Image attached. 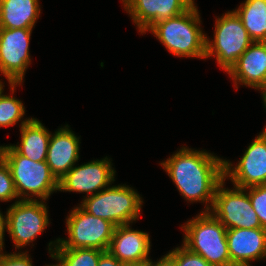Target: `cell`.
Returning <instances> with one entry per match:
<instances>
[{
    "label": "cell",
    "mask_w": 266,
    "mask_h": 266,
    "mask_svg": "<svg viewBox=\"0 0 266 266\" xmlns=\"http://www.w3.org/2000/svg\"><path fill=\"white\" fill-rule=\"evenodd\" d=\"M195 4L187 11L153 24L151 31L175 56L206 59V35ZM199 25V26H198Z\"/></svg>",
    "instance_id": "7a4b0ae2"
},
{
    "label": "cell",
    "mask_w": 266,
    "mask_h": 266,
    "mask_svg": "<svg viewBox=\"0 0 266 266\" xmlns=\"http://www.w3.org/2000/svg\"><path fill=\"white\" fill-rule=\"evenodd\" d=\"M103 252L89 248L54 249L51 257L58 261L57 266H97Z\"/></svg>",
    "instance_id": "44dd1931"
},
{
    "label": "cell",
    "mask_w": 266,
    "mask_h": 266,
    "mask_svg": "<svg viewBox=\"0 0 266 266\" xmlns=\"http://www.w3.org/2000/svg\"><path fill=\"white\" fill-rule=\"evenodd\" d=\"M258 90H261V92H262L263 102H264V106L266 108V86L261 87Z\"/></svg>",
    "instance_id": "4dcf8cb0"
},
{
    "label": "cell",
    "mask_w": 266,
    "mask_h": 266,
    "mask_svg": "<svg viewBox=\"0 0 266 266\" xmlns=\"http://www.w3.org/2000/svg\"><path fill=\"white\" fill-rule=\"evenodd\" d=\"M25 114L23 103L14 96L3 94L0 89V127L13 126Z\"/></svg>",
    "instance_id": "7402d4cb"
},
{
    "label": "cell",
    "mask_w": 266,
    "mask_h": 266,
    "mask_svg": "<svg viewBox=\"0 0 266 266\" xmlns=\"http://www.w3.org/2000/svg\"><path fill=\"white\" fill-rule=\"evenodd\" d=\"M66 225L68 240L59 238L50 242L48 250L51 256L54 249L89 248L108 251L116 227L110 221L86 212L81 206L73 208L69 213Z\"/></svg>",
    "instance_id": "5b68a950"
},
{
    "label": "cell",
    "mask_w": 266,
    "mask_h": 266,
    "mask_svg": "<svg viewBox=\"0 0 266 266\" xmlns=\"http://www.w3.org/2000/svg\"><path fill=\"white\" fill-rule=\"evenodd\" d=\"M183 245L213 266H234L230 261L227 229L210 212L202 211L182 226Z\"/></svg>",
    "instance_id": "277c9868"
},
{
    "label": "cell",
    "mask_w": 266,
    "mask_h": 266,
    "mask_svg": "<svg viewBox=\"0 0 266 266\" xmlns=\"http://www.w3.org/2000/svg\"><path fill=\"white\" fill-rule=\"evenodd\" d=\"M21 143L11 145L20 155L34 162L46 161L51 133L35 118L21 122Z\"/></svg>",
    "instance_id": "ac0fdd59"
},
{
    "label": "cell",
    "mask_w": 266,
    "mask_h": 266,
    "mask_svg": "<svg viewBox=\"0 0 266 266\" xmlns=\"http://www.w3.org/2000/svg\"><path fill=\"white\" fill-rule=\"evenodd\" d=\"M122 264L109 251H104L99 258L97 266H122Z\"/></svg>",
    "instance_id": "4316f807"
},
{
    "label": "cell",
    "mask_w": 266,
    "mask_h": 266,
    "mask_svg": "<svg viewBox=\"0 0 266 266\" xmlns=\"http://www.w3.org/2000/svg\"><path fill=\"white\" fill-rule=\"evenodd\" d=\"M255 213L258 215L261 227L266 230V184L244 188Z\"/></svg>",
    "instance_id": "603a6c76"
},
{
    "label": "cell",
    "mask_w": 266,
    "mask_h": 266,
    "mask_svg": "<svg viewBox=\"0 0 266 266\" xmlns=\"http://www.w3.org/2000/svg\"><path fill=\"white\" fill-rule=\"evenodd\" d=\"M5 229L7 230V217L4 216L1 211H0V252L3 251V247H4V232Z\"/></svg>",
    "instance_id": "f1b7e54d"
},
{
    "label": "cell",
    "mask_w": 266,
    "mask_h": 266,
    "mask_svg": "<svg viewBox=\"0 0 266 266\" xmlns=\"http://www.w3.org/2000/svg\"><path fill=\"white\" fill-rule=\"evenodd\" d=\"M223 179L216 187L210 213L221 222L226 229L262 228L255 213L249 195L244 188H224ZM212 211V212H211Z\"/></svg>",
    "instance_id": "ba28073f"
},
{
    "label": "cell",
    "mask_w": 266,
    "mask_h": 266,
    "mask_svg": "<svg viewBox=\"0 0 266 266\" xmlns=\"http://www.w3.org/2000/svg\"><path fill=\"white\" fill-rule=\"evenodd\" d=\"M66 125L52 134L46 162L59 181L79 160L80 140Z\"/></svg>",
    "instance_id": "2e32d148"
},
{
    "label": "cell",
    "mask_w": 266,
    "mask_h": 266,
    "mask_svg": "<svg viewBox=\"0 0 266 266\" xmlns=\"http://www.w3.org/2000/svg\"><path fill=\"white\" fill-rule=\"evenodd\" d=\"M124 9L142 33L158 21L177 16L194 4V0H122Z\"/></svg>",
    "instance_id": "4fadbf2b"
},
{
    "label": "cell",
    "mask_w": 266,
    "mask_h": 266,
    "mask_svg": "<svg viewBox=\"0 0 266 266\" xmlns=\"http://www.w3.org/2000/svg\"><path fill=\"white\" fill-rule=\"evenodd\" d=\"M122 266H150V259L142 260L138 262L123 263Z\"/></svg>",
    "instance_id": "f546056e"
},
{
    "label": "cell",
    "mask_w": 266,
    "mask_h": 266,
    "mask_svg": "<svg viewBox=\"0 0 266 266\" xmlns=\"http://www.w3.org/2000/svg\"><path fill=\"white\" fill-rule=\"evenodd\" d=\"M214 40L206 37V56L216 57L226 72L253 43L236 12L229 11L216 19Z\"/></svg>",
    "instance_id": "52a82bcc"
},
{
    "label": "cell",
    "mask_w": 266,
    "mask_h": 266,
    "mask_svg": "<svg viewBox=\"0 0 266 266\" xmlns=\"http://www.w3.org/2000/svg\"><path fill=\"white\" fill-rule=\"evenodd\" d=\"M39 200L19 199L7 210V232L16 249L33 242L49 224L46 203Z\"/></svg>",
    "instance_id": "9c48e42d"
},
{
    "label": "cell",
    "mask_w": 266,
    "mask_h": 266,
    "mask_svg": "<svg viewBox=\"0 0 266 266\" xmlns=\"http://www.w3.org/2000/svg\"><path fill=\"white\" fill-rule=\"evenodd\" d=\"M18 198L15 184L6 162L0 157V201Z\"/></svg>",
    "instance_id": "d4e9b609"
},
{
    "label": "cell",
    "mask_w": 266,
    "mask_h": 266,
    "mask_svg": "<svg viewBox=\"0 0 266 266\" xmlns=\"http://www.w3.org/2000/svg\"><path fill=\"white\" fill-rule=\"evenodd\" d=\"M150 266H175L174 259L167 253L163 258L157 262H152L150 259Z\"/></svg>",
    "instance_id": "83f0119b"
},
{
    "label": "cell",
    "mask_w": 266,
    "mask_h": 266,
    "mask_svg": "<svg viewBox=\"0 0 266 266\" xmlns=\"http://www.w3.org/2000/svg\"><path fill=\"white\" fill-rule=\"evenodd\" d=\"M230 261L234 266H251L249 261L266 258V230L227 229Z\"/></svg>",
    "instance_id": "5bb4252c"
},
{
    "label": "cell",
    "mask_w": 266,
    "mask_h": 266,
    "mask_svg": "<svg viewBox=\"0 0 266 266\" xmlns=\"http://www.w3.org/2000/svg\"><path fill=\"white\" fill-rule=\"evenodd\" d=\"M168 254L174 259L175 266H213L184 245L173 249Z\"/></svg>",
    "instance_id": "cb8c5ba5"
},
{
    "label": "cell",
    "mask_w": 266,
    "mask_h": 266,
    "mask_svg": "<svg viewBox=\"0 0 266 266\" xmlns=\"http://www.w3.org/2000/svg\"><path fill=\"white\" fill-rule=\"evenodd\" d=\"M2 87H4V86H3V83H2L1 80H0V89H1Z\"/></svg>",
    "instance_id": "1f68e13d"
},
{
    "label": "cell",
    "mask_w": 266,
    "mask_h": 266,
    "mask_svg": "<svg viewBox=\"0 0 266 266\" xmlns=\"http://www.w3.org/2000/svg\"><path fill=\"white\" fill-rule=\"evenodd\" d=\"M115 172L107 157L77 167L74 165L58 181V191L85 192L87 197L92 196L110 187L111 182L115 181Z\"/></svg>",
    "instance_id": "7c38bea8"
},
{
    "label": "cell",
    "mask_w": 266,
    "mask_h": 266,
    "mask_svg": "<svg viewBox=\"0 0 266 266\" xmlns=\"http://www.w3.org/2000/svg\"><path fill=\"white\" fill-rule=\"evenodd\" d=\"M141 198L133 188L123 184L85 196L80 206L93 216L119 226L138 219L143 203Z\"/></svg>",
    "instance_id": "8992f818"
},
{
    "label": "cell",
    "mask_w": 266,
    "mask_h": 266,
    "mask_svg": "<svg viewBox=\"0 0 266 266\" xmlns=\"http://www.w3.org/2000/svg\"><path fill=\"white\" fill-rule=\"evenodd\" d=\"M234 11L253 42H266V0H246Z\"/></svg>",
    "instance_id": "ffe728a7"
},
{
    "label": "cell",
    "mask_w": 266,
    "mask_h": 266,
    "mask_svg": "<svg viewBox=\"0 0 266 266\" xmlns=\"http://www.w3.org/2000/svg\"><path fill=\"white\" fill-rule=\"evenodd\" d=\"M224 159V179L235 187L247 188L266 184V131L253 140L236 166ZM233 167V168H232Z\"/></svg>",
    "instance_id": "8fae6325"
},
{
    "label": "cell",
    "mask_w": 266,
    "mask_h": 266,
    "mask_svg": "<svg viewBox=\"0 0 266 266\" xmlns=\"http://www.w3.org/2000/svg\"><path fill=\"white\" fill-rule=\"evenodd\" d=\"M0 157L10 169L17 196L21 200H33L31 197L35 196L34 200L38 197L46 201L58 190V180L46 161L34 162L20 155L11 145L0 146Z\"/></svg>",
    "instance_id": "3957f363"
},
{
    "label": "cell",
    "mask_w": 266,
    "mask_h": 266,
    "mask_svg": "<svg viewBox=\"0 0 266 266\" xmlns=\"http://www.w3.org/2000/svg\"><path fill=\"white\" fill-rule=\"evenodd\" d=\"M160 165L186 201L205 202V212H210L216 187L224 179V159L204 150L182 147Z\"/></svg>",
    "instance_id": "6da1fadb"
},
{
    "label": "cell",
    "mask_w": 266,
    "mask_h": 266,
    "mask_svg": "<svg viewBox=\"0 0 266 266\" xmlns=\"http://www.w3.org/2000/svg\"><path fill=\"white\" fill-rule=\"evenodd\" d=\"M150 237L130 224L116 226L108 251L120 262H138L150 259Z\"/></svg>",
    "instance_id": "e0dca14e"
},
{
    "label": "cell",
    "mask_w": 266,
    "mask_h": 266,
    "mask_svg": "<svg viewBox=\"0 0 266 266\" xmlns=\"http://www.w3.org/2000/svg\"><path fill=\"white\" fill-rule=\"evenodd\" d=\"M40 11L39 0H0V28L33 29Z\"/></svg>",
    "instance_id": "d6986e66"
},
{
    "label": "cell",
    "mask_w": 266,
    "mask_h": 266,
    "mask_svg": "<svg viewBox=\"0 0 266 266\" xmlns=\"http://www.w3.org/2000/svg\"><path fill=\"white\" fill-rule=\"evenodd\" d=\"M0 266H33L32 260L26 252L18 253H1L0 252Z\"/></svg>",
    "instance_id": "484cf974"
},
{
    "label": "cell",
    "mask_w": 266,
    "mask_h": 266,
    "mask_svg": "<svg viewBox=\"0 0 266 266\" xmlns=\"http://www.w3.org/2000/svg\"><path fill=\"white\" fill-rule=\"evenodd\" d=\"M32 29L0 28V73L7 78L12 93L23 82L30 65L29 42Z\"/></svg>",
    "instance_id": "30bf717a"
},
{
    "label": "cell",
    "mask_w": 266,
    "mask_h": 266,
    "mask_svg": "<svg viewBox=\"0 0 266 266\" xmlns=\"http://www.w3.org/2000/svg\"><path fill=\"white\" fill-rule=\"evenodd\" d=\"M227 74L236 86L239 83L256 90L266 86V42H253Z\"/></svg>",
    "instance_id": "9a60e30c"
}]
</instances>
